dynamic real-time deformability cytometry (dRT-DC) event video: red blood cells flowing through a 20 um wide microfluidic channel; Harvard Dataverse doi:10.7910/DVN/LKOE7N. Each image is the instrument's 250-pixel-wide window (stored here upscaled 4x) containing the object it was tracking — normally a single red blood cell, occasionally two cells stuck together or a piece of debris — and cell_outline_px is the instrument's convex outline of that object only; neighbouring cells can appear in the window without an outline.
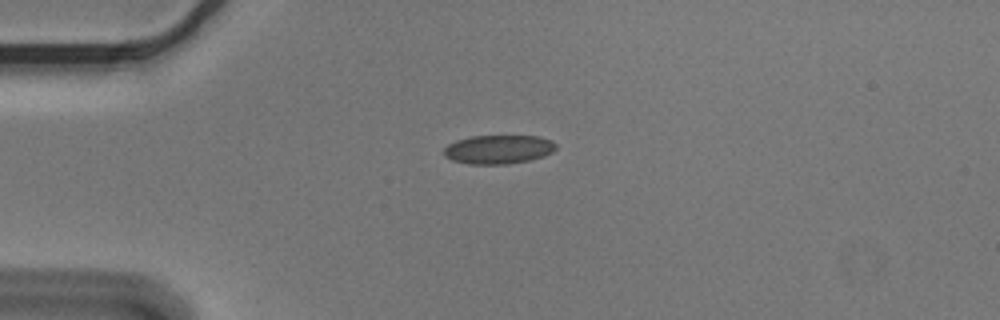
{"species": "Egyptian fruit bat (a non-hibernating species)", "species_latin": "Rousettus aegyptiacus", "temperature_condition": "cold", "stored_images_in_passage": 8, "camera_frame_rate_fps": 3000, "um_per_image_px": 0.085, "animal": {"sex": "male"}, "frame": {"image": 1, "passage_image": 1, "time_ms": 0.0, "image_size_px": [1000, 320], "cell_outline_px": [[556, 148], [552, 152], [544, 156], [528, 160], [508, 164], [468, 164], [452, 160], [444, 156], [444, 148], [448, 144], [456, 140], [472, 136], [540, 136], [552, 140], [556, 144]], "centroid_in_image_um": [42.37, 12.69], "position_along_channel_um": 42.6, "area_um2": 18.9}}
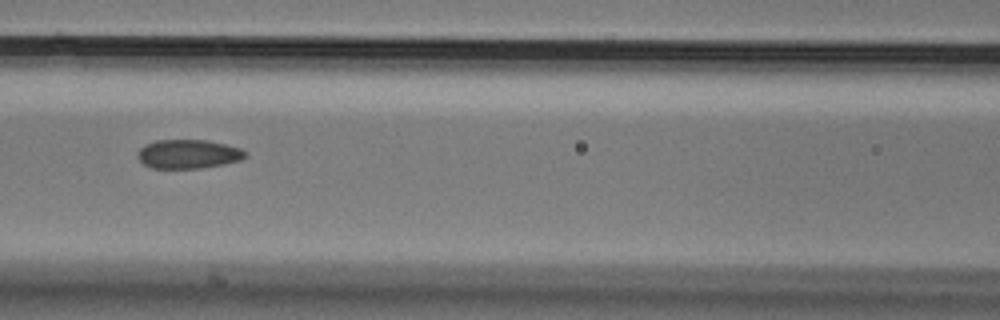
{"frame": {"image": 2, "passage_image": 4, "time_ms": 1.0, "image_size_px": [1000, 320], "cell_outline_px": [[248, 156], [240, 160], [224, 164], [200, 168], [152, 168], [144, 164], [136, 156], [136, 152], [144, 144], [156, 140], [208, 140], [240, 148], [248, 152]], "centroid_in_image_um": [16.0, 13.09], "position_along_channel_um": 150.6, "area_um2": 18.32}}
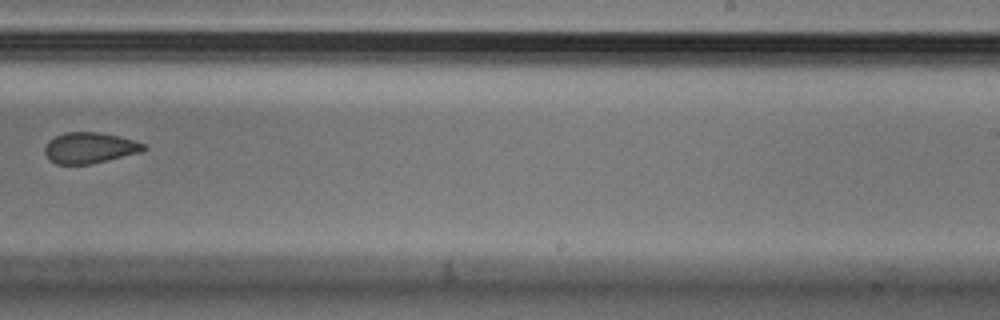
{"frame": {"image": 3, "passage_image": 7, "time_ms": 2.0, "image_size_px": [1000, 320], "cell_outline_px": [[148, 148], [140, 152], [92, 164], [56, 164], [48, 160], [44, 152], [44, 148], [48, 140], [64, 132], [100, 132], [120, 136], [144, 144]], "centroid_in_image_um": [7.58, 12.57], "position_along_channel_um": 281.4, "area_um2": 17.92}}